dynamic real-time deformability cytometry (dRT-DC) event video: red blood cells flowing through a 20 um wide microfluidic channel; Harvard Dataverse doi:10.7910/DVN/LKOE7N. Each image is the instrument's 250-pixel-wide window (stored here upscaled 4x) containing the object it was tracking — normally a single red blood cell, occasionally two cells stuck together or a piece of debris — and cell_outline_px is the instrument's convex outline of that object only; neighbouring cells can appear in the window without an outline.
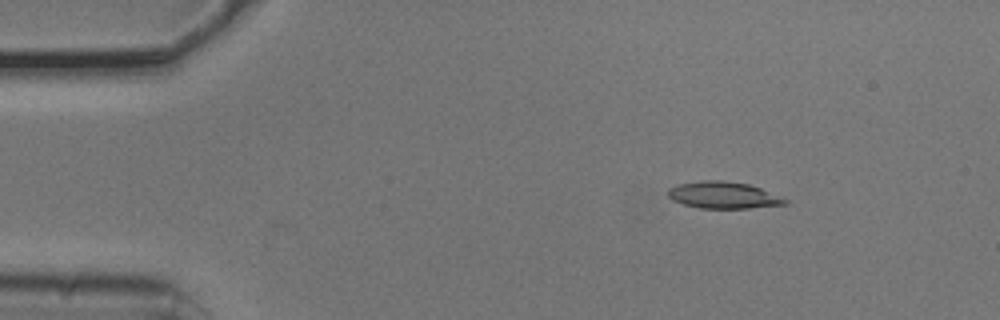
{"species": "common noctule bat (a hibernating species)", "species_latin": "Nyctalus noctula", "temperature_condition": "cold", "stored_images_in_passage": 3, "segment_of_instrument_passage": [2, 2], "camera_frame_rate_fps": 3000, "um_per_image_px": 0.085, "animal": {"sex": "male", "body_mass_g": 20.5, "forearm_length_mm": 52.5}, "frame": {"image": 1, "passage_image": 3, "time_ms": 0.667, "image_size_px": [1000, 320], "cell_outline_px": [[788, 204], [748, 208], [700, 208], [684, 204], [672, 200], [668, 196], [668, 188], [676, 184], [704, 180], [720, 180], [748, 184], [784, 196], [788, 200]], "centroid_in_image_um": [61.51, 16.58], "position_along_channel_um": 23.5, "area_um2": 18.38}}